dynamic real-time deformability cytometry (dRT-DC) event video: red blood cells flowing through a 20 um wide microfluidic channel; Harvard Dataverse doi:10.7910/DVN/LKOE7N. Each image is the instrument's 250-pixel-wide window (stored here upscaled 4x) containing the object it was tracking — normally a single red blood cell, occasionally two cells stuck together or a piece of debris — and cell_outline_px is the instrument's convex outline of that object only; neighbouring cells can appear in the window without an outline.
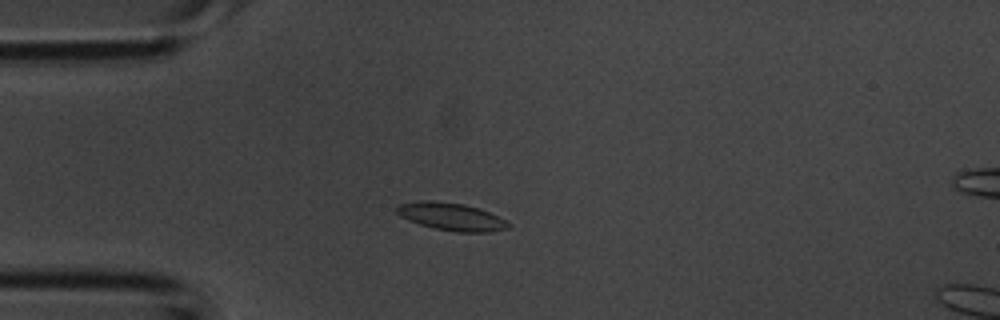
{"species": "common noctule bat (a hibernating species)", "species_latin": "Nyctalus noctula", "temperature_condition": "room temperature", "stored_images_in_passage": 39, "camera_frame_rate_fps": 3000, "um_per_image_px": 0.085, "animal": {"sex": "male", "body_mass_g": 20.1, "forearm_length_mm": 53.5}, "frame": {"image": 1, "passage_image": 7, "time_ms": 2.0, "image_size_px": [1000, 320], "cell_outline_px": [[512, 224], [508, 228], [488, 232], [456, 232], [436, 228], [420, 224], [408, 220], [400, 216], [396, 212], [396, 204], [420, 200], [432, 200], [464, 204], [488, 212]], "centroid_in_image_um": [38.3, 18.4], "position_along_channel_um": 46.7, "area_um2": 17.86}}
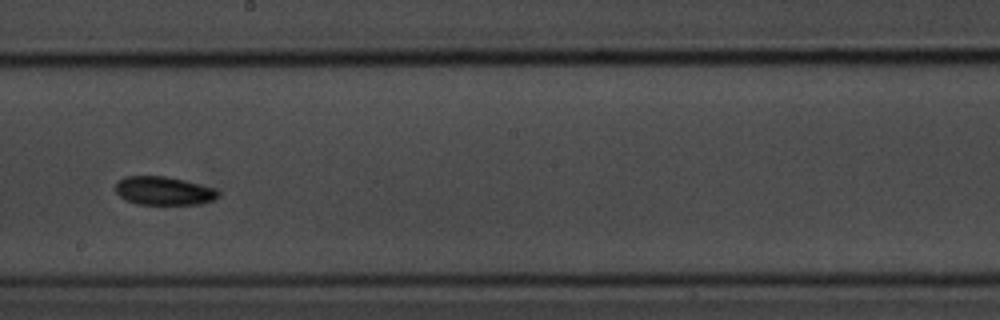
{"frame": {"image": 2, "passage_image": 20, "time_ms": 6.333, "image_size_px": [1000, 320], "cell_outline_px": [[220, 196], [212, 200], [200, 204], [136, 204], [124, 200], [116, 192], [116, 184], [124, 176], [168, 176], [216, 188], [220, 192]], "centroid_in_image_um": [13.93, 16.22], "position_along_channel_um": 234.3, "area_um2": 17.17}}
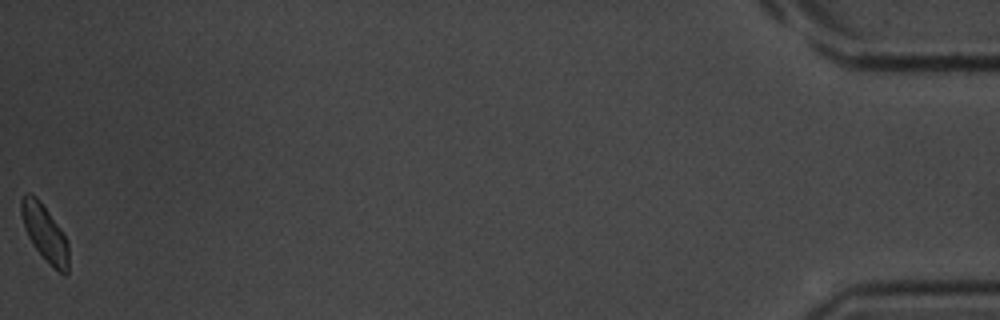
{"frame": {"image": 3, "passage_image": 39, "time_ms": 12.667, "image_size_px": [1000, 320], "cell_outline_px": [[68, 272], [64, 276], [32, 244], [24, 228], [20, 212], [20, 200], [24, 192], [28, 192], [36, 196], [40, 200], [60, 228], [68, 240]], "centroid_in_image_um": [3.78, 19.72], "position_along_channel_um": 431.4, "area_um2": 15.43}}